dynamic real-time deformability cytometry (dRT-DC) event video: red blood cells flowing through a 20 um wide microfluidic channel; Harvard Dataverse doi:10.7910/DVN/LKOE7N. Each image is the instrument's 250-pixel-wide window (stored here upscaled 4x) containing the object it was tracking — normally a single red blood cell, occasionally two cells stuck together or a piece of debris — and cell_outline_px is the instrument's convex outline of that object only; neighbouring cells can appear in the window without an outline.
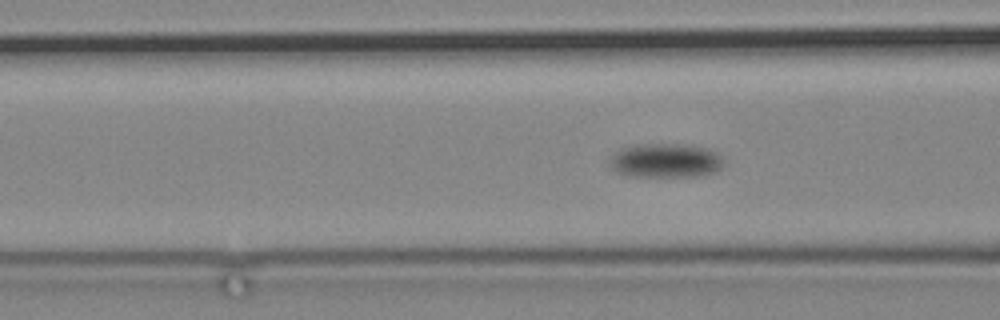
{"species": "common noctule bat (a hibernating species)", "species_latin": "Nyctalus noctula", "temperature_condition": "cold", "stored_images_in_passage": 90, "camera_frame_rate_fps": 3000, "um_per_image_px": 0.085, "animal": {"sex": "male", "body_mass_g": 19.2, "forearm_length_mm": 51.8}, "frame": {"image": 1, "passage_image": 41, "time_ms": 13.333, "image_size_px": [1000, 320], "cell_outline_px": [[720, 168], [716, 172], [696, 176], [628, 176], [616, 172], [612, 168], [608, 160], [620, 148], [636, 144], [688, 144], [708, 148], [716, 152], [720, 156]], "centroid_in_image_um": [56.53, 13.64], "position_along_channel_um": 110.1, "area_um2": 22.72}}
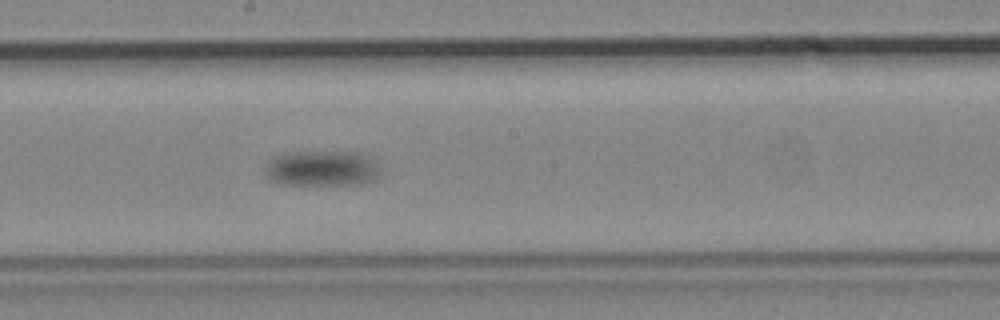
{"frame": {"image": 2, "passage_image": 54, "time_ms": 17.667, "image_size_px": [1000, 320], "cell_outline_px": [[380, 176], [364, 184], [284, 184], [272, 180], [264, 176], [264, 168], [268, 160], [272, 156], [284, 152], [364, 152], [372, 156], [376, 160], [380, 172]], "centroid_in_image_um": [27.38, 14.29], "position_along_channel_um": 220.8, "area_um2": 24.45}}
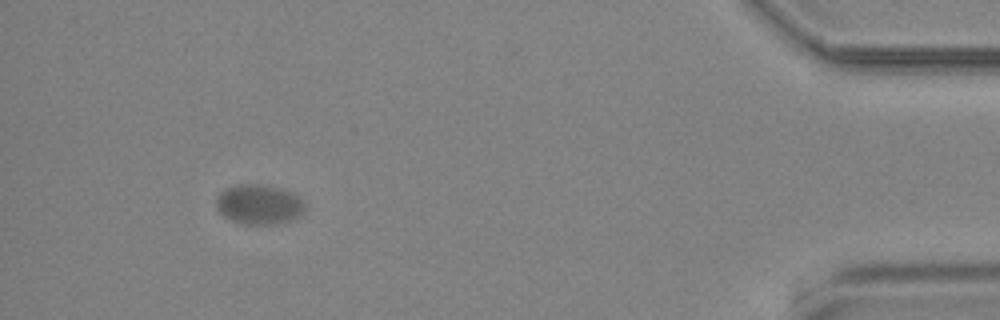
{"frame": {"image": 3, "passage_image": 84, "time_ms": 27.667, "image_size_px": [1000, 320], "cell_outline_px": [[304, 208], [296, 216], [288, 220], [272, 224], [244, 224], [232, 220], [224, 216], [216, 208], [216, 196], [224, 188], [236, 184], [264, 184], [292, 192], [300, 196], [304, 204]], "centroid_in_image_um": [21.95, 17.34], "position_along_channel_um": 413.2, "area_um2": 20.46}}